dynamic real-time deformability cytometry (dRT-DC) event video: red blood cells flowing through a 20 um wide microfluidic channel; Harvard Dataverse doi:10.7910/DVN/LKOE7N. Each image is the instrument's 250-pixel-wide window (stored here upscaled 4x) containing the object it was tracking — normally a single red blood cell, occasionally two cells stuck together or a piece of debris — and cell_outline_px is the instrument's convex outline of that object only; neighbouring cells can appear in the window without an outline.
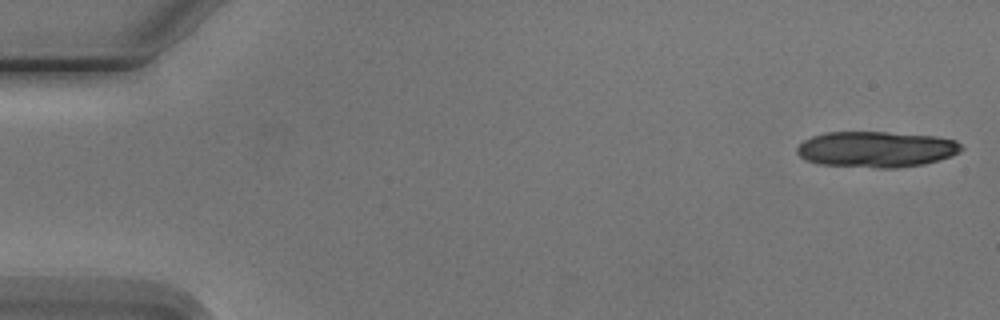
{"species": "Egyptian fruit bat (a non-hibernating species)", "species_latin": "Rousettus aegyptiacus", "temperature_condition": "cold", "stored_images_in_passage": 6, "camera_frame_rate_fps": 3000, "um_per_image_px": 0.085, "animal": {"sex": "male"}, "frame": {"image": 1, "passage_image": 1, "time_ms": 0.0, "image_size_px": [1000, 320], "cell_outline_px": [[964, 148], [960, 152], [952, 156], [924, 164], [896, 168], [876, 168], [820, 164], [804, 160], [796, 152], [796, 148], [804, 140], [812, 136], [824, 132], [888, 132], [936, 136], [956, 140]], "centroid_in_image_um": [74.48, 12.69], "position_along_channel_um": 10.5, "area_um2": 34.68}}